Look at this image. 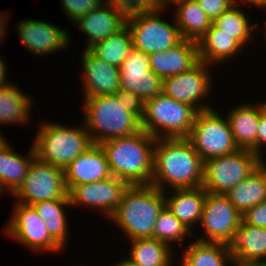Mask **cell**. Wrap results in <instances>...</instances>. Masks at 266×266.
<instances>
[{"label":"cell","mask_w":266,"mask_h":266,"mask_svg":"<svg viewBox=\"0 0 266 266\" xmlns=\"http://www.w3.org/2000/svg\"><path fill=\"white\" fill-rule=\"evenodd\" d=\"M83 124L93 144L142 130L140 105L122 93L84 98Z\"/></svg>","instance_id":"1"},{"label":"cell","mask_w":266,"mask_h":266,"mask_svg":"<svg viewBox=\"0 0 266 266\" xmlns=\"http://www.w3.org/2000/svg\"><path fill=\"white\" fill-rule=\"evenodd\" d=\"M203 168L204 161L187 138H159L154 146L150 185L163 192L166 188L202 187Z\"/></svg>","instance_id":"2"},{"label":"cell","mask_w":266,"mask_h":266,"mask_svg":"<svg viewBox=\"0 0 266 266\" xmlns=\"http://www.w3.org/2000/svg\"><path fill=\"white\" fill-rule=\"evenodd\" d=\"M156 138L141 130L133 135L103 141L112 176L129 186L150 185Z\"/></svg>","instance_id":"3"},{"label":"cell","mask_w":266,"mask_h":266,"mask_svg":"<svg viewBox=\"0 0 266 266\" xmlns=\"http://www.w3.org/2000/svg\"><path fill=\"white\" fill-rule=\"evenodd\" d=\"M165 207L162 190L152 185H132L123 192L121 202L109 219L130 241L153 238L155 221Z\"/></svg>","instance_id":"4"},{"label":"cell","mask_w":266,"mask_h":266,"mask_svg":"<svg viewBox=\"0 0 266 266\" xmlns=\"http://www.w3.org/2000/svg\"><path fill=\"white\" fill-rule=\"evenodd\" d=\"M33 143L36 158L63 170L93 144L85 125L64 126L43 121L39 123Z\"/></svg>","instance_id":"5"},{"label":"cell","mask_w":266,"mask_h":266,"mask_svg":"<svg viewBox=\"0 0 266 266\" xmlns=\"http://www.w3.org/2000/svg\"><path fill=\"white\" fill-rule=\"evenodd\" d=\"M197 110L163 93L140 104L142 130L156 139L187 138Z\"/></svg>","instance_id":"6"},{"label":"cell","mask_w":266,"mask_h":266,"mask_svg":"<svg viewBox=\"0 0 266 266\" xmlns=\"http://www.w3.org/2000/svg\"><path fill=\"white\" fill-rule=\"evenodd\" d=\"M262 163V159L247 149L207 159L204 161L202 188L209 193L226 194Z\"/></svg>","instance_id":"7"},{"label":"cell","mask_w":266,"mask_h":266,"mask_svg":"<svg viewBox=\"0 0 266 266\" xmlns=\"http://www.w3.org/2000/svg\"><path fill=\"white\" fill-rule=\"evenodd\" d=\"M187 139L203 161L239 150L227 117L214 108L197 112Z\"/></svg>","instance_id":"8"},{"label":"cell","mask_w":266,"mask_h":266,"mask_svg":"<svg viewBox=\"0 0 266 266\" xmlns=\"http://www.w3.org/2000/svg\"><path fill=\"white\" fill-rule=\"evenodd\" d=\"M135 12L127 16L133 48L147 55L162 52L180 43L183 38L174 20V24L162 19L161 11Z\"/></svg>","instance_id":"9"},{"label":"cell","mask_w":266,"mask_h":266,"mask_svg":"<svg viewBox=\"0 0 266 266\" xmlns=\"http://www.w3.org/2000/svg\"><path fill=\"white\" fill-rule=\"evenodd\" d=\"M12 196L16 202L29 205L53 199H69L64 170L35 158L22 185Z\"/></svg>","instance_id":"10"},{"label":"cell","mask_w":266,"mask_h":266,"mask_svg":"<svg viewBox=\"0 0 266 266\" xmlns=\"http://www.w3.org/2000/svg\"><path fill=\"white\" fill-rule=\"evenodd\" d=\"M241 220L242 214L225 194L207 192L199 224L204 230V236L193 238L202 242L230 245Z\"/></svg>","instance_id":"11"},{"label":"cell","mask_w":266,"mask_h":266,"mask_svg":"<svg viewBox=\"0 0 266 266\" xmlns=\"http://www.w3.org/2000/svg\"><path fill=\"white\" fill-rule=\"evenodd\" d=\"M13 214L5 226L10 239L35 252H59L64 250L49 234L44 221L33 205L14 203Z\"/></svg>","instance_id":"12"},{"label":"cell","mask_w":266,"mask_h":266,"mask_svg":"<svg viewBox=\"0 0 266 266\" xmlns=\"http://www.w3.org/2000/svg\"><path fill=\"white\" fill-rule=\"evenodd\" d=\"M119 71L121 93L139 105L162 93L163 79L151 71L146 53L132 47Z\"/></svg>","instance_id":"13"},{"label":"cell","mask_w":266,"mask_h":266,"mask_svg":"<svg viewBox=\"0 0 266 266\" xmlns=\"http://www.w3.org/2000/svg\"><path fill=\"white\" fill-rule=\"evenodd\" d=\"M209 66L211 65L199 61L190 70L164 78L162 93L176 101L193 106L197 111L212 109L213 106L202 100L212 92L211 85L214 80Z\"/></svg>","instance_id":"14"},{"label":"cell","mask_w":266,"mask_h":266,"mask_svg":"<svg viewBox=\"0 0 266 266\" xmlns=\"http://www.w3.org/2000/svg\"><path fill=\"white\" fill-rule=\"evenodd\" d=\"M128 186L126 182L114 176L97 182L76 185L68 192L70 205L87 206L99 210L100 214L109 219L121 202L123 192Z\"/></svg>","instance_id":"15"},{"label":"cell","mask_w":266,"mask_h":266,"mask_svg":"<svg viewBox=\"0 0 266 266\" xmlns=\"http://www.w3.org/2000/svg\"><path fill=\"white\" fill-rule=\"evenodd\" d=\"M16 27L21 43L33 55L46 56L71 44L68 31L53 23L30 18L21 20Z\"/></svg>","instance_id":"16"},{"label":"cell","mask_w":266,"mask_h":266,"mask_svg":"<svg viewBox=\"0 0 266 266\" xmlns=\"http://www.w3.org/2000/svg\"><path fill=\"white\" fill-rule=\"evenodd\" d=\"M80 62L84 98L121 93L118 67L96 57L89 49H84Z\"/></svg>","instance_id":"17"},{"label":"cell","mask_w":266,"mask_h":266,"mask_svg":"<svg viewBox=\"0 0 266 266\" xmlns=\"http://www.w3.org/2000/svg\"><path fill=\"white\" fill-rule=\"evenodd\" d=\"M111 176L106 154L100 144H92L64 170L68 192L76 185L97 182Z\"/></svg>","instance_id":"18"},{"label":"cell","mask_w":266,"mask_h":266,"mask_svg":"<svg viewBox=\"0 0 266 266\" xmlns=\"http://www.w3.org/2000/svg\"><path fill=\"white\" fill-rule=\"evenodd\" d=\"M127 16L124 10L104 3L101 7L89 11L74 25L86 35L85 49L88 50L95 43L121 30L126 25Z\"/></svg>","instance_id":"19"},{"label":"cell","mask_w":266,"mask_h":266,"mask_svg":"<svg viewBox=\"0 0 266 266\" xmlns=\"http://www.w3.org/2000/svg\"><path fill=\"white\" fill-rule=\"evenodd\" d=\"M229 246L234 266H253L266 262V228L241 220Z\"/></svg>","instance_id":"20"},{"label":"cell","mask_w":266,"mask_h":266,"mask_svg":"<svg viewBox=\"0 0 266 266\" xmlns=\"http://www.w3.org/2000/svg\"><path fill=\"white\" fill-rule=\"evenodd\" d=\"M148 56L151 71L164 79L190 70L199 62L198 43L183 39L170 49Z\"/></svg>","instance_id":"21"},{"label":"cell","mask_w":266,"mask_h":266,"mask_svg":"<svg viewBox=\"0 0 266 266\" xmlns=\"http://www.w3.org/2000/svg\"><path fill=\"white\" fill-rule=\"evenodd\" d=\"M167 192L164 191L166 208L191 232H194V228L198 227L201 221L207 192L202 187L174 189L170 193L169 190Z\"/></svg>","instance_id":"22"},{"label":"cell","mask_w":266,"mask_h":266,"mask_svg":"<svg viewBox=\"0 0 266 266\" xmlns=\"http://www.w3.org/2000/svg\"><path fill=\"white\" fill-rule=\"evenodd\" d=\"M29 154V155H28ZM27 155L14 151L6 140L0 146V193L13 195L22 185L30 164L36 158L33 145ZM7 190V191H5Z\"/></svg>","instance_id":"23"},{"label":"cell","mask_w":266,"mask_h":266,"mask_svg":"<svg viewBox=\"0 0 266 266\" xmlns=\"http://www.w3.org/2000/svg\"><path fill=\"white\" fill-rule=\"evenodd\" d=\"M235 143L239 149L251 150L257 155V127L259 122V103L230 108L226 115Z\"/></svg>","instance_id":"24"},{"label":"cell","mask_w":266,"mask_h":266,"mask_svg":"<svg viewBox=\"0 0 266 266\" xmlns=\"http://www.w3.org/2000/svg\"><path fill=\"white\" fill-rule=\"evenodd\" d=\"M243 46L231 34L220 32L213 24L198 42L199 61L212 65L236 58Z\"/></svg>","instance_id":"25"},{"label":"cell","mask_w":266,"mask_h":266,"mask_svg":"<svg viewBox=\"0 0 266 266\" xmlns=\"http://www.w3.org/2000/svg\"><path fill=\"white\" fill-rule=\"evenodd\" d=\"M174 19L183 39L199 42L211 27L212 21L196 0H175Z\"/></svg>","instance_id":"26"},{"label":"cell","mask_w":266,"mask_h":266,"mask_svg":"<svg viewBox=\"0 0 266 266\" xmlns=\"http://www.w3.org/2000/svg\"><path fill=\"white\" fill-rule=\"evenodd\" d=\"M189 242L182 248L181 266H234L229 245L195 239Z\"/></svg>","instance_id":"27"},{"label":"cell","mask_w":266,"mask_h":266,"mask_svg":"<svg viewBox=\"0 0 266 266\" xmlns=\"http://www.w3.org/2000/svg\"><path fill=\"white\" fill-rule=\"evenodd\" d=\"M225 195L242 215L248 209L266 201V164L263 162Z\"/></svg>","instance_id":"28"},{"label":"cell","mask_w":266,"mask_h":266,"mask_svg":"<svg viewBox=\"0 0 266 266\" xmlns=\"http://www.w3.org/2000/svg\"><path fill=\"white\" fill-rule=\"evenodd\" d=\"M22 91L14 83L0 88V125H28L30 122L33 101Z\"/></svg>","instance_id":"29"},{"label":"cell","mask_w":266,"mask_h":266,"mask_svg":"<svg viewBox=\"0 0 266 266\" xmlns=\"http://www.w3.org/2000/svg\"><path fill=\"white\" fill-rule=\"evenodd\" d=\"M129 243V257L126 259L137 266H173L176 253L173 247L154 238H140ZM174 255V256H173ZM173 257V258H172Z\"/></svg>","instance_id":"30"},{"label":"cell","mask_w":266,"mask_h":266,"mask_svg":"<svg viewBox=\"0 0 266 266\" xmlns=\"http://www.w3.org/2000/svg\"><path fill=\"white\" fill-rule=\"evenodd\" d=\"M44 221L50 236L62 247L68 241V219L65 207H70L69 199H53L32 204Z\"/></svg>","instance_id":"31"},{"label":"cell","mask_w":266,"mask_h":266,"mask_svg":"<svg viewBox=\"0 0 266 266\" xmlns=\"http://www.w3.org/2000/svg\"><path fill=\"white\" fill-rule=\"evenodd\" d=\"M236 2L227 11L223 12L220 16L212 21V24L220 29V32L231 34L243 47H246L248 41H252L253 30H257L259 27L258 23L250 22L248 15H246L243 9ZM251 39V40H250Z\"/></svg>","instance_id":"32"},{"label":"cell","mask_w":266,"mask_h":266,"mask_svg":"<svg viewBox=\"0 0 266 266\" xmlns=\"http://www.w3.org/2000/svg\"><path fill=\"white\" fill-rule=\"evenodd\" d=\"M132 47L131 33L128 26L125 25L118 32L109 35L105 40L95 43L89 50L96 57L119 68Z\"/></svg>","instance_id":"33"},{"label":"cell","mask_w":266,"mask_h":266,"mask_svg":"<svg viewBox=\"0 0 266 266\" xmlns=\"http://www.w3.org/2000/svg\"><path fill=\"white\" fill-rule=\"evenodd\" d=\"M192 233L165 207L155 221L153 238L165 242L172 247V244L175 245L177 243L178 245V242L179 245H185L184 239L194 237Z\"/></svg>","instance_id":"34"},{"label":"cell","mask_w":266,"mask_h":266,"mask_svg":"<svg viewBox=\"0 0 266 266\" xmlns=\"http://www.w3.org/2000/svg\"><path fill=\"white\" fill-rule=\"evenodd\" d=\"M64 14L73 24L89 11L101 7L105 0H60Z\"/></svg>","instance_id":"35"},{"label":"cell","mask_w":266,"mask_h":266,"mask_svg":"<svg viewBox=\"0 0 266 266\" xmlns=\"http://www.w3.org/2000/svg\"><path fill=\"white\" fill-rule=\"evenodd\" d=\"M105 3L124 10L128 15L135 12L158 11L163 8L156 0H105Z\"/></svg>","instance_id":"36"},{"label":"cell","mask_w":266,"mask_h":266,"mask_svg":"<svg viewBox=\"0 0 266 266\" xmlns=\"http://www.w3.org/2000/svg\"><path fill=\"white\" fill-rule=\"evenodd\" d=\"M208 18L213 21L232 7L236 0H196Z\"/></svg>","instance_id":"37"},{"label":"cell","mask_w":266,"mask_h":266,"mask_svg":"<svg viewBox=\"0 0 266 266\" xmlns=\"http://www.w3.org/2000/svg\"><path fill=\"white\" fill-rule=\"evenodd\" d=\"M242 220L246 224L266 228V201L248 209L242 215Z\"/></svg>","instance_id":"38"},{"label":"cell","mask_w":266,"mask_h":266,"mask_svg":"<svg viewBox=\"0 0 266 266\" xmlns=\"http://www.w3.org/2000/svg\"><path fill=\"white\" fill-rule=\"evenodd\" d=\"M266 101L259 104V122L257 127V156L263 159V148L266 146ZM262 151V152H261ZM262 154V155H261Z\"/></svg>","instance_id":"39"},{"label":"cell","mask_w":266,"mask_h":266,"mask_svg":"<svg viewBox=\"0 0 266 266\" xmlns=\"http://www.w3.org/2000/svg\"><path fill=\"white\" fill-rule=\"evenodd\" d=\"M6 61L0 57V88L3 86H9L10 82H8L7 77V68H6Z\"/></svg>","instance_id":"40"},{"label":"cell","mask_w":266,"mask_h":266,"mask_svg":"<svg viewBox=\"0 0 266 266\" xmlns=\"http://www.w3.org/2000/svg\"><path fill=\"white\" fill-rule=\"evenodd\" d=\"M8 15L9 14L0 13V44L2 43L1 41L4 40V37L6 35L7 26H8L7 23H8V20L10 18V17H8Z\"/></svg>","instance_id":"41"},{"label":"cell","mask_w":266,"mask_h":266,"mask_svg":"<svg viewBox=\"0 0 266 266\" xmlns=\"http://www.w3.org/2000/svg\"><path fill=\"white\" fill-rule=\"evenodd\" d=\"M236 2H238L239 5L243 4V2H244V3L247 2V4H252V5H254L255 8H256V7H258V8H262V9H264V11H265V9H266V0H236Z\"/></svg>","instance_id":"42"},{"label":"cell","mask_w":266,"mask_h":266,"mask_svg":"<svg viewBox=\"0 0 266 266\" xmlns=\"http://www.w3.org/2000/svg\"><path fill=\"white\" fill-rule=\"evenodd\" d=\"M115 266H137V265H134L133 263H131L126 258L125 259L123 258V259L119 260V262L116 263Z\"/></svg>","instance_id":"43"},{"label":"cell","mask_w":266,"mask_h":266,"mask_svg":"<svg viewBox=\"0 0 266 266\" xmlns=\"http://www.w3.org/2000/svg\"><path fill=\"white\" fill-rule=\"evenodd\" d=\"M163 8H168L175 0H156Z\"/></svg>","instance_id":"44"},{"label":"cell","mask_w":266,"mask_h":266,"mask_svg":"<svg viewBox=\"0 0 266 266\" xmlns=\"http://www.w3.org/2000/svg\"><path fill=\"white\" fill-rule=\"evenodd\" d=\"M6 141V139L3 137V134L0 133V146Z\"/></svg>","instance_id":"45"},{"label":"cell","mask_w":266,"mask_h":266,"mask_svg":"<svg viewBox=\"0 0 266 266\" xmlns=\"http://www.w3.org/2000/svg\"><path fill=\"white\" fill-rule=\"evenodd\" d=\"M253 266H266V262L257 263V264H254Z\"/></svg>","instance_id":"46"}]
</instances>
